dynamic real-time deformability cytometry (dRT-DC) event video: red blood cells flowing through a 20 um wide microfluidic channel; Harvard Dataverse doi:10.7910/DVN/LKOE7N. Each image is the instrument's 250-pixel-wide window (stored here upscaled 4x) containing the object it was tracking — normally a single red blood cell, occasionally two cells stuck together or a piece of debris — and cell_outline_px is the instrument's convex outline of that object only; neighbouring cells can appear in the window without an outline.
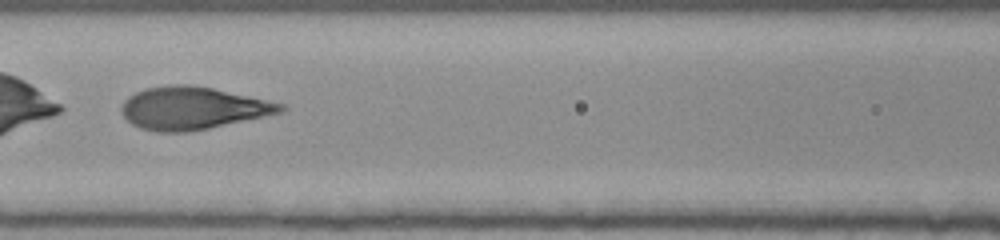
{"species": "human", "species_latin": "Homo sapiens", "temperature_condition": "room temperature", "stored_images_in_passage": 54, "camera_frame_rate_fps": 3000, "um_per_image_px": 0.085, "donor": {"sex": "female"}, "frame": {"image": 1, "passage_image": 25, "time_ms": 8.0, "image_size_px": [1000, 240], "cell_outline_px": [[288, 108], [284, 112], [208, 128], [188, 132], [156, 132], [140, 128], [132, 124], [120, 112], [120, 108], [124, 100], [128, 96], [144, 88], [168, 84], [188, 84], [212, 88], [284, 104]], "centroid_in_image_um": [16.34, 9.19], "position_along_channel_um": 150.3, "area_um2": 39.48}}
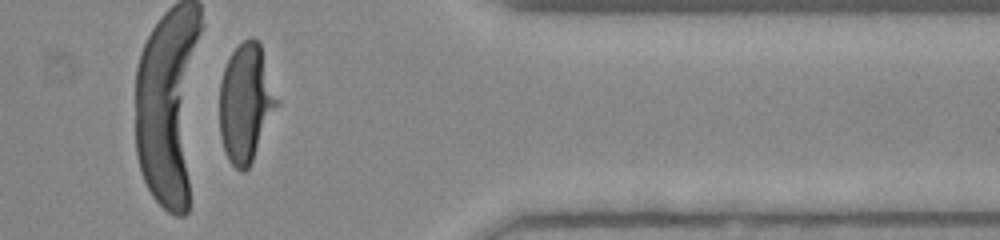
{"frame": {"image": 2, "passage_image": 45, "time_ms": 14.667, "image_size_px": [1000, 240], "cell_outline_px": [[280, 104], [248, 168], [244, 172], [240, 172], [228, 160], [220, 136], [220, 80], [224, 68], [232, 52], [244, 40], [252, 36], [260, 44], [280, 100]], "centroid_in_image_um": [20.92, 8.75], "position_along_channel_um": 390.5, "area_um2": 39.77}}
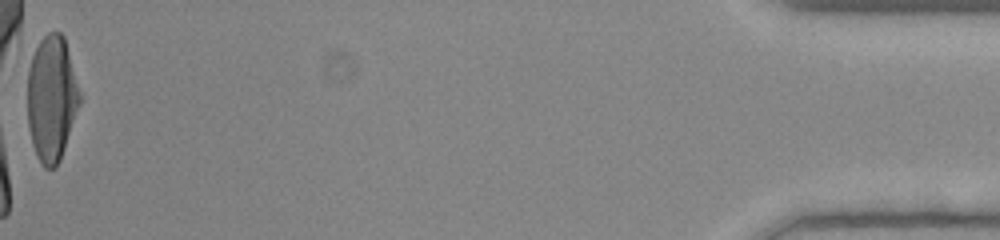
{"frame": {"image": 3, "passage_image": 54, "time_ms": 17.667, "image_size_px": [1000, 240], "cell_outline_px": [[80, 104], [60, 160], [52, 168], [44, 168], [40, 164], [36, 156], [32, 144], [28, 124], [28, 72], [32, 56], [40, 40], [48, 32], [60, 32], [64, 36], [80, 92]], "centroid_in_image_um": [4.38, 8.37], "position_along_channel_um": 430.8, "area_um2": 38.03}}